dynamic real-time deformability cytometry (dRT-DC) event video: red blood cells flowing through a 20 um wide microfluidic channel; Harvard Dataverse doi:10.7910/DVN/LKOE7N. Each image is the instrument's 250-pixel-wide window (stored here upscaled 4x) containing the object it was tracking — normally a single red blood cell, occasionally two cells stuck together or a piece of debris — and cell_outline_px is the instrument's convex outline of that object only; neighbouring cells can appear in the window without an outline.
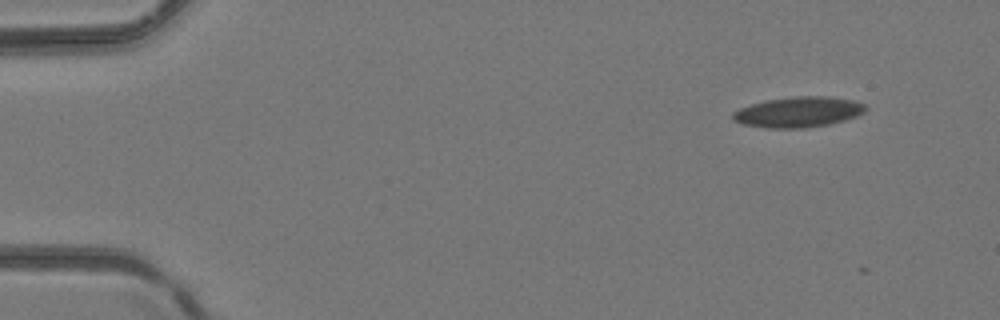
{"species": "common noctule bat (a hibernating species)", "species_latin": "Nyctalus noctula", "temperature_condition": "room temperature", "stored_images_in_passage": 4, "camera_frame_rate_fps": 3000, "um_per_image_px": 0.085, "animal": {"sex": "female", "body_mass_g": 24.6, "forearm_length_mm": 56.2}, "frame": {"image": 1, "passage_image": 1, "time_ms": 0.0, "image_size_px": [1000, 320], "cell_outline_px": [[868, 108], [864, 112], [856, 116], [844, 120], [828, 124], [804, 128], [764, 128], [744, 124], [732, 120], [732, 112], [740, 108], [752, 104], [768, 100], [792, 96], [824, 96], [852, 100], [864, 104]], "centroid_in_image_um": [67.84, 9.52], "position_along_channel_um": 17.2, "area_um2": 23.47}}
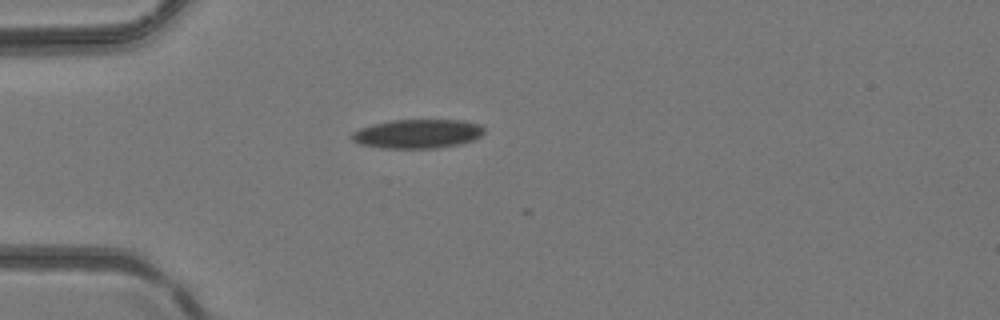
{"frame": {"image": 2, "passage_image": 4, "time_ms": 1.0, "image_size_px": [1000, 320], "cell_outline_px": [[484, 132], [480, 136], [472, 140], [456, 144], [436, 148], [380, 148], [360, 144], [352, 140], [352, 132], [360, 128], [372, 124], [392, 120], [464, 120], [480, 124], [484, 128]], "centroid_in_image_um": [35.48, 11.36], "position_along_channel_um": 49.5, "area_um2": 22.31}}